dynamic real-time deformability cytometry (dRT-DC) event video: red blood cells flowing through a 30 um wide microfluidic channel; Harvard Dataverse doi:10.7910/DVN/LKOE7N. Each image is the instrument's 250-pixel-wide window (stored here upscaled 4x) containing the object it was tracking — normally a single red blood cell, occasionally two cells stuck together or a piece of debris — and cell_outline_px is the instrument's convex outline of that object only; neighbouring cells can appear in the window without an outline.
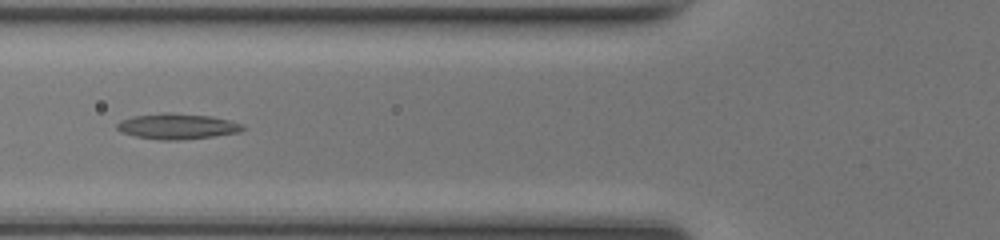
{"species": "common noctule bat (a hibernating species)", "species_latin": "Nyctalus noctula", "temperature_condition": "room temperature", "stored_images_in_passage": 33, "camera_frame_rate_fps": 3000, "um_per_image_px": 0.085, "animal": {"sex": "female", "body_mass_g": 17.0, "forearm_length_mm": 48.0}, "frame": {"image": 1, "passage_image": 5, "time_ms": 1.333, "image_size_px": [1000, 240], "cell_outline_px": [[244, 128], [240, 132], [212, 136], [180, 140], [160, 140], [136, 136], [120, 132], [116, 128], [116, 124], [120, 120], [132, 116], [164, 112], [168, 112], [208, 116], [228, 120], [240, 124]], "centroid_in_image_um": [14.98, 10.73], "position_along_channel_um": 110.8, "area_um2": 18.61}}
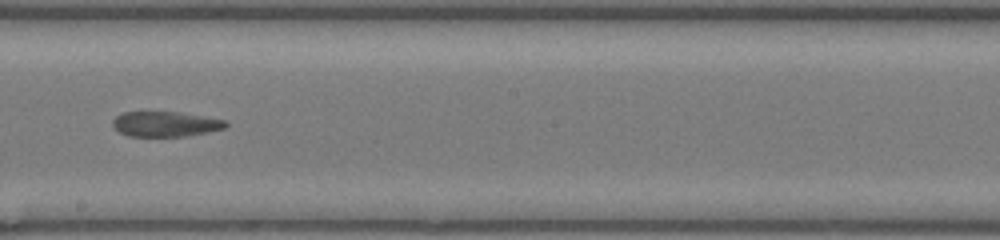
{"frame": {"image": 2, "passage_image": 14, "time_ms": 4.333, "image_size_px": [1000, 240], "cell_outline_px": [[228, 124], [224, 128], [208, 132], [188, 136], [128, 136], [120, 132], [112, 124], [112, 120], [116, 116], [124, 112], [180, 112], [224, 120]], "centroid_in_image_um": [14.05, 10.54], "position_along_channel_um": 234.2, "area_um2": 16.42}}
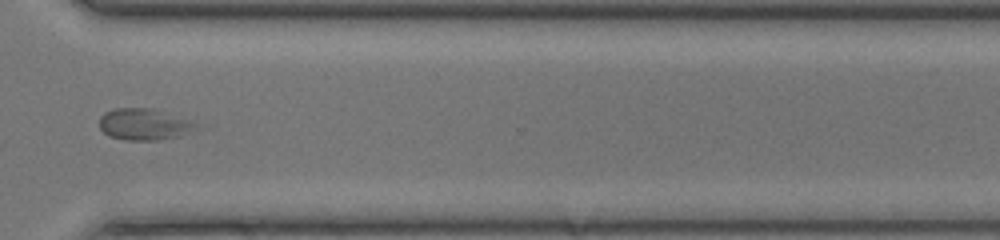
{"frame": {"image": 3, "passage_image": 23, "time_ms": 7.333, "image_size_px": [1000, 240], "cell_outline_px": [[196, 124], [192, 128], [180, 136], [160, 140], [124, 140], [108, 136], [100, 128], [100, 116], [104, 112], [116, 108], [148, 108]], "centroid_in_image_um": [12.09, 10.59], "position_along_channel_um": 358.5, "area_um2": 16.99}, "authors_computed_cell_mechanics": {"area_um2": 17.051, "velocity_mm_per_s": 4.1244, "shape_relaxation_time_tau1_ms": null, "shape_relaxation_time_tau2_ms": 2.7571, "deformation_change_tau1": null, "deformation_change_tau2": 0.0828}}